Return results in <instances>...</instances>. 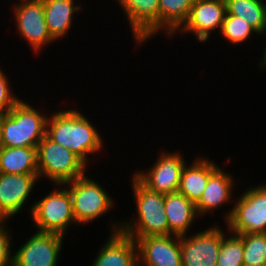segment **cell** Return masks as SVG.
Wrapping results in <instances>:
<instances>
[{
	"label": "cell",
	"mask_w": 266,
	"mask_h": 266,
	"mask_svg": "<svg viewBox=\"0 0 266 266\" xmlns=\"http://www.w3.org/2000/svg\"><path fill=\"white\" fill-rule=\"evenodd\" d=\"M46 136L74 152L85 163L88 162L89 154L103 147L102 139L96 128L76 110L55 112L47 120Z\"/></svg>",
	"instance_id": "1"
},
{
	"label": "cell",
	"mask_w": 266,
	"mask_h": 266,
	"mask_svg": "<svg viewBox=\"0 0 266 266\" xmlns=\"http://www.w3.org/2000/svg\"><path fill=\"white\" fill-rule=\"evenodd\" d=\"M133 177L132 186L138 219L137 223L131 221V224H121L120 231L133 239L169 235L164 194L148 189L135 176Z\"/></svg>",
	"instance_id": "2"
},
{
	"label": "cell",
	"mask_w": 266,
	"mask_h": 266,
	"mask_svg": "<svg viewBox=\"0 0 266 266\" xmlns=\"http://www.w3.org/2000/svg\"><path fill=\"white\" fill-rule=\"evenodd\" d=\"M47 120L20 100L8 113L0 115L3 147H36L46 136Z\"/></svg>",
	"instance_id": "3"
},
{
	"label": "cell",
	"mask_w": 266,
	"mask_h": 266,
	"mask_svg": "<svg viewBox=\"0 0 266 266\" xmlns=\"http://www.w3.org/2000/svg\"><path fill=\"white\" fill-rule=\"evenodd\" d=\"M38 176L59 186L85 175L86 163L74 152L45 136L37 145Z\"/></svg>",
	"instance_id": "4"
},
{
	"label": "cell",
	"mask_w": 266,
	"mask_h": 266,
	"mask_svg": "<svg viewBox=\"0 0 266 266\" xmlns=\"http://www.w3.org/2000/svg\"><path fill=\"white\" fill-rule=\"evenodd\" d=\"M234 206L225 218L233 234L266 233V185L247 189Z\"/></svg>",
	"instance_id": "5"
},
{
	"label": "cell",
	"mask_w": 266,
	"mask_h": 266,
	"mask_svg": "<svg viewBox=\"0 0 266 266\" xmlns=\"http://www.w3.org/2000/svg\"><path fill=\"white\" fill-rule=\"evenodd\" d=\"M30 214L38 231L62 236L66 234L68 225L75 222L72 198L67 188L50 192L43 199L35 202Z\"/></svg>",
	"instance_id": "6"
},
{
	"label": "cell",
	"mask_w": 266,
	"mask_h": 266,
	"mask_svg": "<svg viewBox=\"0 0 266 266\" xmlns=\"http://www.w3.org/2000/svg\"><path fill=\"white\" fill-rule=\"evenodd\" d=\"M68 191L72 198L73 214L76 223H86L102 216L112 208L111 196L96 183V181L83 175L71 182ZM72 184V186H71Z\"/></svg>",
	"instance_id": "7"
},
{
	"label": "cell",
	"mask_w": 266,
	"mask_h": 266,
	"mask_svg": "<svg viewBox=\"0 0 266 266\" xmlns=\"http://www.w3.org/2000/svg\"><path fill=\"white\" fill-rule=\"evenodd\" d=\"M224 234L215 226L191 237L181 236L182 266H216Z\"/></svg>",
	"instance_id": "8"
},
{
	"label": "cell",
	"mask_w": 266,
	"mask_h": 266,
	"mask_svg": "<svg viewBox=\"0 0 266 266\" xmlns=\"http://www.w3.org/2000/svg\"><path fill=\"white\" fill-rule=\"evenodd\" d=\"M63 236L37 231L12 255V266H56Z\"/></svg>",
	"instance_id": "9"
},
{
	"label": "cell",
	"mask_w": 266,
	"mask_h": 266,
	"mask_svg": "<svg viewBox=\"0 0 266 266\" xmlns=\"http://www.w3.org/2000/svg\"><path fill=\"white\" fill-rule=\"evenodd\" d=\"M185 164L186 162L179 153L164 152L146 174L137 172L134 176L154 192L162 194L176 193Z\"/></svg>",
	"instance_id": "10"
},
{
	"label": "cell",
	"mask_w": 266,
	"mask_h": 266,
	"mask_svg": "<svg viewBox=\"0 0 266 266\" xmlns=\"http://www.w3.org/2000/svg\"><path fill=\"white\" fill-rule=\"evenodd\" d=\"M15 7V18L18 32L33 47L34 51L40 50L45 44L55 41L49 33L42 0H21Z\"/></svg>",
	"instance_id": "11"
},
{
	"label": "cell",
	"mask_w": 266,
	"mask_h": 266,
	"mask_svg": "<svg viewBox=\"0 0 266 266\" xmlns=\"http://www.w3.org/2000/svg\"><path fill=\"white\" fill-rule=\"evenodd\" d=\"M134 240L138 264L142 260L145 266H182L179 236H150Z\"/></svg>",
	"instance_id": "12"
},
{
	"label": "cell",
	"mask_w": 266,
	"mask_h": 266,
	"mask_svg": "<svg viewBox=\"0 0 266 266\" xmlns=\"http://www.w3.org/2000/svg\"><path fill=\"white\" fill-rule=\"evenodd\" d=\"M225 14V0H196L180 31L193 32L199 41L205 42L213 30H221Z\"/></svg>",
	"instance_id": "13"
},
{
	"label": "cell",
	"mask_w": 266,
	"mask_h": 266,
	"mask_svg": "<svg viewBox=\"0 0 266 266\" xmlns=\"http://www.w3.org/2000/svg\"><path fill=\"white\" fill-rule=\"evenodd\" d=\"M39 179L38 174L0 173V220L17 214Z\"/></svg>",
	"instance_id": "14"
},
{
	"label": "cell",
	"mask_w": 266,
	"mask_h": 266,
	"mask_svg": "<svg viewBox=\"0 0 266 266\" xmlns=\"http://www.w3.org/2000/svg\"><path fill=\"white\" fill-rule=\"evenodd\" d=\"M126 13L135 40L142 44L159 30V0H117Z\"/></svg>",
	"instance_id": "15"
},
{
	"label": "cell",
	"mask_w": 266,
	"mask_h": 266,
	"mask_svg": "<svg viewBox=\"0 0 266 266\" xmlns=\"http://www.w3.org/2000/svg\"><path fill=\"white\" fill-rule=\"evenodd\" d=\"M113 227L93 266H140L135 240L122 233L119 224Z\"/></svg>",
	"instance_id": "16"
},
{
	"label": "cell",
	"mask_w": 266,
	"mask_h": 266,
	"mask_svg": "<svg viewBox=\"0 0 266 266\" xmlns=\"http://www.w3.org/2000/svg\"><path fill=\"white\" fill-rule=\"evenodd\" d=\"M165 214L169 235L184 236L192 222L198 217L195 204L186 196L176 193L164 194Z\"/></svg>",
	"instance_id": "17"
},
{
	"label": "cell",
	"mask_w": 266,
	"mask_h": 266,
	"mask_svg": "<svg viewBox=\"0 0 266 266\" xmlns=\"http://www.w3.org/2000/svg\"><path fill=\"white\" fill-rule=\"evenodd\" d=\"M218 168L213 162L207 161L202 157L198 158L191 166L184 165L178 193L186 196L196 204L206 188L209 176Z\"/></svg>",
	"instance_id": "18"
},
{
	"label": "cell",
	"mask_w": 266,
	"mask_h": 266,
	"mask_svg": "<svg viewBox=\"0 0 266 266\" xmlns=\"http://www.w3.org/2000/svg\"><path fill=\"white\" fill-rule=\"evenodd\" d=\"M233 179L219 167L209 176L205 190L201 198L195 204L198 215L216 210L231 198Z\"/></svg>",
	"instance_id": "19"
},
{
	"label": "cell",
	"mask_w": 266,
	"mask_h": 266,
	"mask_svg": "<svg viewBox=\"0 0 266 266\" xmlns=\"http://www.w3.org/2000/svg\"><path fill=\"white\" fill-rule=\"evenodd\" d=\"M0 173L38 174V148L3 147L0 150Z\"/></svg>",
	"instance_id": "20"
},
{
	"label": "cell",
	"mask_w": 266,
	"mask_h": 266,
	"mask_svg": "<svg viewBox=\"0 0 266 266\" xmlns=\"http://www.w3.org/2000/svg\"><path fill=\"white\" fill-rule=\"evenodd\" d=\"M44 5V17L51 34L56 40L67 34L72 24V15L81 9L75 6L73 0H42Z\"/></svg>",
	"instance_id": "21"
},
{
	"label": "cell",
	"mask_w": 266,
	"mask_h": 266,
	"mask_svg": "<svg viewBox=\"0 0 266 266\" xmlns=\"http://www.w3.org/2000/svg\"><path fill=\"white\" fill-rule=\"evenodd\" d=\"M195 1L159 0V30L165 29L170 36L179 31L186 23Z\"/></svg>",
	"instance_id": "22"
},
{
	"label": "cell",
	"mask_w": 266,
	"mask_h": 266,
	"mask_svg": "<svg viewBox=\"0 0 266 266\" xmlns=\"http://www.w3.org/2000/svg\"><path fill=\"white\" fill-rule=\"evenodd\" d=\"M226 14L245 19L257 34L266 33V7L261 0H225Z\"/></svg>",
	"instance_id": "23"
},
{
	"label": "cell",
	"mask_w": 266,
	"mask_h": 266,
	"mask_svg": "<svg viewBox=\"0 0 266 266\" xmlns=\"http://www.w3.org/2000/svg\"><path fill=\"white\" fill-rule=\"evenodd\" d=\"M243 240L244 266H266V233L238 235Z\"/></svg>",
	"instance_id": "24"
},
{
	"label": "cell",
	"mask_w": 266,
	"mask_h": 266,
	"mask_svg": "<svg viewBox=\"0 0 266 266\" xmlns=\"http://www.w3.org/2000/svg\"><path fill=\"white\" fill-rule=\"evenodd\" d=\"M243 240L236 234L229 238L222 237L216 266H244Z\"/></svg>",
	"instance_id": "25"
},
{
	"label": "cell",
	"mask_w": 266,
	"mask_h": 266,
	"mask_svg": "<svg viewBox=\"0 0 266 266\" xmlns=\"http://www.w3.org/2000/svg\"><path fill=\"white\" fill-rule=\"evenodd\" d=\"M252 32L257 31L242 17L225 14L221 27L224 38L232 44H240L246 41Z\"/></svg>",
	"instance_id": "26"
},
{
	"label": "cell",
	"mask_w": 266,
	"mask_h": 266,
	"mask_svg": "<svg viewBox=\"0 0 266 266\" xmlns=\"http://www.w3.org/2000/svg\"><path fill=\"white\" fill-rule=\"evenodd\" d=\"M19 101L11 94L7 78L0 69V115L8 113Z\"/></svg>",
	"instance_id": "27"
},
{
	"label": "cell",
	"mask_w": 266,
	"mask_h": 266,
	"mask_svg": "<svg viewBox=\"0 0 266 266\" xmlns=\"http://www.w3.org/2000/svg\"><path fill=\"white\" fill-rule=\"evenodd\" d=\"M3 222H5V220H0V266H12L13 257H11L10 254V235L4 230L5 228L2 225Z\"/></svg>",
	"instance_id": "28"
},
{
	"label": "cell",
	"mask_w": 266,
	"mask_h": 266,
	"mask_svg": "<svg viewBox=\"0 0 266 266\" xmlns=\"http://www.w3.org/2000/svg\"><path fill=\"white\" fill-rule=\"evenodd\" d=\"M266 46V45H265ZM261 67L264 68L266 67V48L264 50V54H263V58H262V62L260 63ZM264 66V67H263Z\"/></svg>",
	"instance_id": "29"
},
{
	"label": "cell",
	"mask_w": 266,
	"mask_h": 266,
	"mask_svg": "<svg viewBox=\"0 0 266 266\" xmlns=\"http://www.w3.org/2000/svg\"><path fill=\"white\" fill-rule=\"evenodd\" d=\"M3 148L1 129H0V150Z\"/></svg>",
	"instance_id": "30"
}]
</instances>
